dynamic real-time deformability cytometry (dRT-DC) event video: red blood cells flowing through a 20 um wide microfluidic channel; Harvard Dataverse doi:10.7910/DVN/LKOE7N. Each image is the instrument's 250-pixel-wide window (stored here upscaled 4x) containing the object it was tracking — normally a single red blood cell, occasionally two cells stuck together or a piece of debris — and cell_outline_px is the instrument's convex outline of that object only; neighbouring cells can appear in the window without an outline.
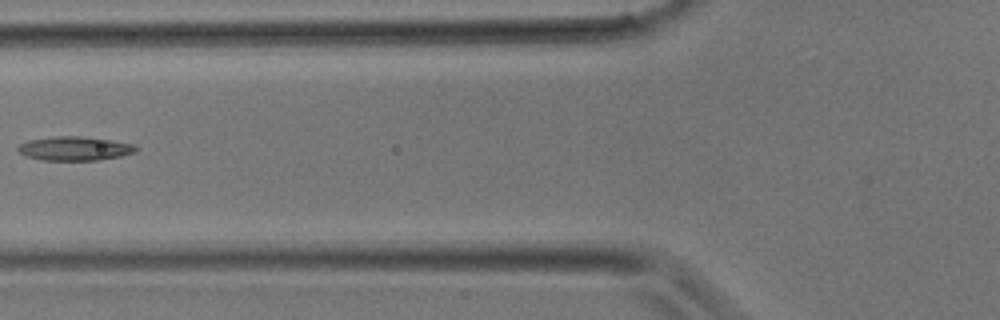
{"species": "common noctule bat (a hibernating species)", "species_latin": "Nyctalus noctula", "temperature_condition": "room temperature", "stored_images_in_passage": 2, "camera_frame_rate_fps": 3000, "um_per_image_px": 0.085, "animal": {"sex": "male", "body_mass_g": 17.9}, "frame": {"image": 1, "passage_image": 2, "time_ms": 0.333, "image_size_px": [1000, 320], "cell_outline_px": [[140, 148], [136, 152], [120, 156], [100, 160], [40, 160], [28, 156], [20, 152], [16, 148], [20, 144], [28, 140], [56, 136], [80, 136], [112, 140], [132, 144]], "centroid_in_image_um": [6.37, 12.62], "position_along_channel_um": 119.4, "area_um2": 16.47}}